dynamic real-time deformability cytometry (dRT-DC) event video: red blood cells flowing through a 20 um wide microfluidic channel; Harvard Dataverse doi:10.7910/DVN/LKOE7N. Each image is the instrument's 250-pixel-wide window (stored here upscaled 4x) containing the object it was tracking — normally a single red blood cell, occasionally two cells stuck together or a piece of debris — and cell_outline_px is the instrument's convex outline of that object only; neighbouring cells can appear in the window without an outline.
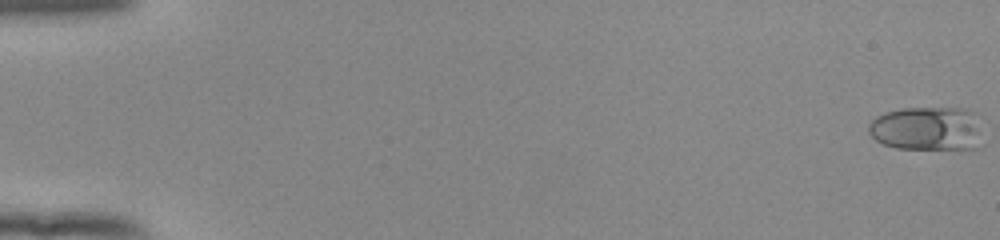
{"species": "human", "species_latin": "Homo sapiens", "temperature_condition": "room temperature", "stored_images_in_passage": 54, "camera_frame_rate_fps": 3000, "um_per_image_px": 0.085, "donor": {"sex": "female"}, "frame": {"image": 1, "passage_image": 1, "time_ms": 0.0, "image_size_px": [1000, 240], "cell_outline_px": [[984, 140], [980, 148], [896, 148], [884, 144], [876, 140], [868, 132], [868, 124], [876, 116], [884, 112], [904, 108], [968, 108], [972, 112], [984, 136]], "centroid_in_image_um": [78.83, 10.93], "position_along_channel_um": 6.2, "area_um2": 29.42}}
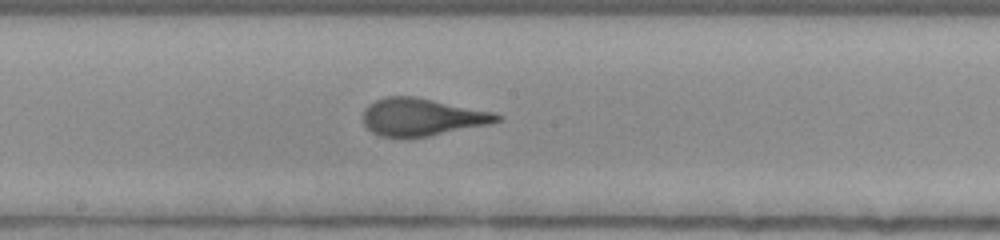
{"frame": {"image": 2, "passage_image": 31, "time_ms": 10.0, "image_size_px": [1000, 240], "cell_outline_px": [[504, 116], [500, 120], [488, 124], [428, 136], [380, 136], [372, 132], [364, 124], [364, 108], [368, 104], [384, 96], [416, 96], [496, 112]], "centroid_in_image_um": [35.89, 9.92], "position_along_channel_um": 212.3, "area_um2": 29.13}}
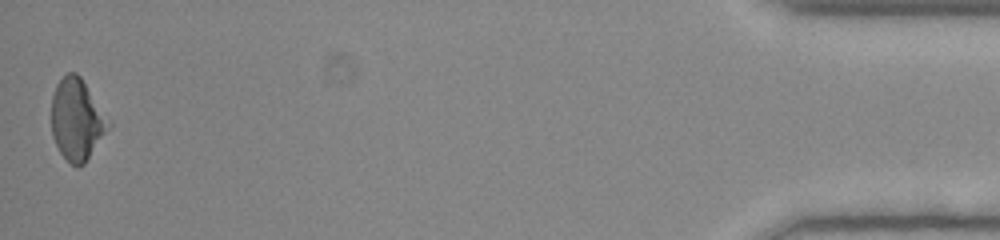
{"frame": {"image": 3, "passage_image": 54, "time_ms": 17.667, "image_size_px": [1000, 240], "cell_outline_px": [[112, 124], [84, 164], [76, 168], [60, 152], [52, 136], [52, 96], [56, 84], [68, 72], [76, 72], [80, 76], [112, 120]], "centroid_in_image_um": [6.57, 10.14], "position_along_channel_um": 428.6, "area_um2": 27.22}, "authors_computed_cell_mechanics": {"area_um2": 28.6399, "velocity_mm_per_s": 3.9376, "shape_relaxation_time_tau1_ms": 5.0997, "shape_relaxation_time_tau2_ms": 0.5687, "deformation_change_tau1": 0.18, "deformation_change_tau2": 0.0577}}